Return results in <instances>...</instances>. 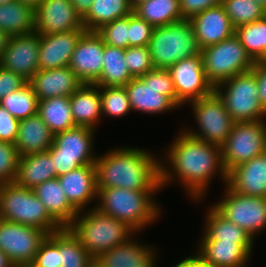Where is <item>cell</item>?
I'll return each mask as SVG.
<instances>
[{
    "mask_svg": "<svg viewBox=\"0 0 266 267\" xmlns=\"http://www.w3.org/2000/svg\"><path fill=\"white\" fill-rule=\"evenodd\" d=\"M2 185H3V183L0 181V190H1Z\"/></svg>",
    "mask_w": 266,
    "mask_h": 267,
    "instance_id": "cell-61",
    "label": "cell"
},
{
    "mask_svg": "<svg viewBox=\"0 0 266 267\" xmlns=\"http://www.w3.org/2000/svg\"><path fill=\"white\" fill-rule=\"evenodd\" d=\"M132 78L125 62V49L105 44L102 74L94 84L99 87L125 86Z\"/></svg>",
    "mask_w": 266,
    "mask_h": 267,
    "instance_id": "cell-33",
    "label": "cell"
},
{
    "mask_svg": "<svg viewBox=\"0 0 266 267\" xmlns=\"http://www.w3.org/2000/svg\"><path fill=\"white\" fill-rule=\"evenodd\" d=\"M188 104L192 107L198 128L194 130L187 126L183 130L194 138L221 147L235 124L221 98L214 91Z\"/></svg>",
    "mask_w": 266,
    "mask_h": 267,
    "instance_id": "cell-10",
    "label": "cell"
},
{
    "mask_svg": "<svg viewBox=\"0 0 266 267\" xmlns=\"http://www.w3.org/2000/svg\"><path fill=\"white\" fill-rule=\"evenodd\" d=\"M208 209L204 217V233L200 240H222L242 244L252 254L254 238L244 229L228 221L213 206Z\"/></svg>",
    "mask_w": 266,
    "mask_h": 267,
    "instance_id": "cell-30",
    "label": "cell"
},
{
    "mask_svg": "<svg viewBox=\"0 0 266 267\" xmlns=\"http://www.w3.org/2000/svg\"><path fill=\"white\" fill-rule=\"evenodd\" d=\"M90 267H101L97 262H94Z\"/></svg>",
    "mask_w": 266,
    "mask_h": 267,
    "instance_id": "cell-60",
    "label": "cell"
},
{
    "mask_svg": "<svg viewBox=\"0 0 266 267\" xmlns=\"http://www.w3.org/2000/svg\"><path fill=\"white\" fill-rule=\"evenodd\" d=\"M207 79L215 87L237 74L252 70L254 61L234 33L224 41L201 49Z\"/></svg>",
    "mask_w": 266,
    "mask_h": 267,
    "instance_id": "cell-9",
    "label": "cell"
},
{
    "mask_svg": "<svg viewBox=\"0 0 266 267\" xmlns=\"http://www.w3.org/2000/svg\"><path fill=\"white\" fill-rule=\"evenodd\" d=\"M222 0H179L183 19L190 20L200 12L220 5Z\"/></svg>",
    "mask_w": 266,
    "mask_h": 267,
    "instance_id": "cell-49",
    "label": "cell"
},
{
    "mask_svg": "<svg viewBox=\"0 0 266 267\" xmlns=\"http://www.w3.org/2000/svg\"><path fill=\"white\" fill-rule=\"evenodd\" d=\"M4 107L14 118L26 119L37 114L38 99L29 82L17 91L11 92L0 100Z\"/></svg>",
    "mask_w": 266,
    "mask_h": 267,
    "instance_id": "cell-37",
    "label": "cell"
},
{
    "mask_svg": "<svg viewBox=\"0 0 266 267\" xmlns=\"http://www.w3.org/2000/svg\"><path fill=\"white\" fill-rule=\"evenodd\" d=\"M39 43L40 35L36 31L10 36L0 66L29 82L39 71Z\"/></svg>",
    "mask_w": 266,
    "mask_h": 267,
    "instance_id": "cell-15",
    "label": "cell"
},
{
    "mask_svg": "<svg viewBox=\"0 0 266 267\" xmlns=\"http://www.w3.org/2000/svg\"><path fill=\"white\" fill-rule=\"evenodd\" d=\"M131 109L146 114H161L179 107L154 87V69L125 85Z\"/></svg>",
    "mask_w": 266,
    "mask_h": 267,
    "instance_id": "cell-18",
    "label": "cell"
},
{
    "mask_svg": "<svg viewBox=\"0 0 266 267\" xmlns=\"http://www.w3.org/2000/svg\"><path fill=\"white\" fill-rule=\"evenodd\" d=\"M226 185L243 195L266 197V151L231 169Z\"/></svg>",
    "mask_w": 266,
    "mask_h": 267,
    "instance_id": "cell-22",
    "label": "cell"
},
{
    "mask_svg": "<svg viewBox=\"0 0 266 267\" xmlns=\"http://www.w3.org/2000/svg\"><path fill=\"white\" fill-rule=\"evenodd\" d=\"M154 247L131 237L127 242L101 253L95 262L101 267H157L158 255Z\"/></svg>",
    "mask_w": 266,
    "mask_h": 267,
    "instance_id": "cell-24",
    "label": "cell"
},
{
    "mask_svg": "<svg viewBox=\"0 0 266 267\" xmlns=\"http://www.w3.org/2000/svg\"><path fill=\"white\" fill-rule=\"evenodd\" d=\"M56 178V168L48 151L31 153L19 158L14 183L33 189L46 180Z\"/></svg>",
    "mask_w": 266,
    "mask_h": 267,
    "instance_id": "cell-29",
    "label": "cell"
},
{
    "mask_svg": "<svg viewBox=\"0 0 266 267\" xmlns=\"http://www.w3.org/2000/svg\"><path fill=\"white\" fill-rule=\"evenodd\" d=\"M9 37L10 36L6 32L0 30V60L6 49Z\"/></svg>",
    "mask_w": 266,
    "mask_h": 267,
    "instance_id": "cell-53",
    "label": "cell"
},
{
    "mask_svg": "<svg viewBox=\"0 0 266 267\" xmlns=\"http://www.w3.org/2000/svg\"><path fill=\"white\" fill-rule=\"evenodd\" d=\"M0 267H16L9 257L0 250Z\"/></svg>",
    "mask_w": 266,
    "mask_h": 267,
    "instance_id": "cell-54",
    "label": "cell"
},
{
    "mask_svg": "<svg viewBox=\"0 0 266 267\" xmlns=\"http://www.w3.org/2000/svg\"><path fill=\"white\" fill-rule=\"evenodd\" d=\"M54 134L42 118L35 114L19 122V129L14 143L19 156L46 152L52 145Z\"/></svg>",
    "mask_w": 266,
    "mask_h": 267,
    "instance_id": "cell-28",
    "label": "cell"
},
{
    "mask_svg": "<svg viewBox=\"0 0 266 267\" xmlns=\"http://www.w3.org/2000/svg\"><path fill=\"white\" fill-rule=\"evenodd\" d=\"M97 189L162 190L160 157L145 148L121 146L97 155Z\"/></svg>",
    "mask_w": 266,
    "mask_h": 267,
    "instance_id": "cell-2",
    "label": "cell"
},
{
    "mask_svg": "<svg viewBox=\"0 0 266 267\" xmlns=\"http://www.w3.org/2000/svg\"><path fill=\"white\" fill-rule=\"evenodd\" d=\"M154 26L135 13L129 15V47L148 46Z\"/></svg>",
    "mask_w": 266,
    "mask_h": 267,
    "instance_id": "cell-45",
    "label": "cell"
},
{
    "mask_svg": "<svg viewBox=\"0 0 266 267\" xmlns=\"http://www.w3.org/2000/svg\"><path fill=\"white\" fill-rule=\"evenodd\" d=\"M102 117H123L132 111L125 86L99 87Z\"/></svg>",
    "mask_w": 266,
    "mask_h": 267,
    "instance_id": "cell-40",
    "label": "cell"
},
{
    "mask_svg": "<svg viewBox=\"0 0 266 267\" xmlns=\"http://www.w3.org/2000/svg\"><path fill=\"white\" fill-rule=\"evenodd\" d=\"M133 13L154 27L183 20L179 0H147L137 5Z\"/></svg>",
    "mask_w": 266,
    "mask_h": 267,
    "instance_id": "cell-35",
    "label": "cell"
},
{
    "mask_svg": "<svg viewBox=\"0 0 266 267\" xmlns=\"http://www.w3.org/2000/svg\"><path fill=\"white\" fill-rule=\"evenodd\" d=\"M223 192L220 201L212 206L255 239L266 229V197L243 195L232 191L226 184Z\"/></svg>",
    "mask_w": 266,
    "mask_h": 267,
    "instance_id": "cell-12",
    "label": "cell"
},
{
    "mask_svg": "<svg viewBox=\"0 0 266 267\" xmlns=\"http://www.w3.org/2000/svg\"><path fill=\"white\" fill-rule=\"evenodd\" d=\"M19 158L14 144L0 141V181L2 183L14 182Z\"/></svg>",
    "mask_w": 266,
    "mask_h": 267,
    "instance_id": "cell-44",
    "label": "cell"
},
{
    "mask_svg": "<svg viewBox=\"0 0 266 267\" xmlns=\"http://www.w3.org/2000/svg\"><path fill=\"white\" fill-rule=\"evenodd\" d=\"M252 70L257 78L260 103L266 110V65H259L255 62Z\"/></svg>",
    "mask_w": 266,
    "mask_h": 267,
    "instance_id": "cell-50",
    "label": "cell"
},
{
    "mask_svg": "<svg viewBox=\"0 0 266 267\" xmlns=\"http://www.w3.org/2000/svg\"><path fill=\"white\" fill-rule=\"evenodd\" d=\"M12 1H15V0H0V5H3L9 2H12Z\"/></svg>",
    "mask_w": 266,
    "mask_h": 267,
    "instance_id": "cell-59",
    "label": "cell"
},
{
    "mask_svg": "<svg viewBox=\"0 0 266 267\" xmlns=\"http://www.w3.org/2000/svg\"><path fill=\"white\" fill-rule=\"evenodd\" d=\"M37 114L53 134L76 127L70 97H53L38 101Z\"/></svg>",
    "mask_w": 266,
    "mask_h": 267,
    "instance_id": "cell-34",
    "label": "cell"
},
{
    "mask_svg": "<svg viewBox=\"0 0 266 267\" xmlns=\"http://www.w3.org/2000/svg\"><path fill=\"white\" fill-rule=\"evenodd\" d=\"M104 46L101 37L95 31H85L79 38L69 67L83 84H94L100 78Z\"/></svg>",
    "mask_w": 266,
    "mask_h": 267,
    "instance_id": "cell-17",
    "label": "cell"
},
{
    "mask_svg": "<svg viewBox=\"0 0 266 267\" xmlns=\"http://www.w3.org/2000/svg\"><path fill=\"white\" fill-rule=\"evenodd\" d=\"M148 47L154 68L161 69L201 52L191 21L187 19L155 27Z\"/></svg>",
    "mask_w": 266,
    "mask_h": 267,
    "instance_id": "cell-6",
    "label": "cell"
},
{
    "mask_svg": "<svg viewBox=\"0 0 266 267\" xmlns=\"http://www.w3.org/2000/svg\"><path fill=\"white\" fill-rule=\"evenodd\" d=\"M60 259L62 267H90L95 262L68 227L60 229Z\"/></svg>",
    "mask_w": 266,
    "mask_h": 267,
    "instance_id": "cell-36",
    "label": "cell"
},
{
    "mask_svg": "<svg viewBox=\"0 0 266 267\" xmlns=\"http://www.w3.org/2000/svg\"><path fill=\"white\" fill-rule=\"evenodd\" d=\"M258 5L266 10V0H254Z\"/></svg>",
    "mask_w": 266,
    "mask_h": 267,
    "instance_id": "cell-58",
    "label": "cell"
},
{
    "mask_svg": "<svg viewBox=\"0 0 266 267\" xmlns=\"http://www.w3.org/2000/svg\"><path fill=\"white\" fill-rule=\"evenodd\" d=\"M145 1H147V0H129V2H130V4H131V6H132L133 9L137 5H139V4H141V3L145 2Z\"/></svg>",
    "mask_w": 266,
    "mask_h": 267,
    "instance_id": "cell-56",
    "label": "cell"
},
{
    "mask_svg": "<svg viewBox=\"0 0 266 267\" xmlns=\"http://www.w3.org/2000/svg\"><path fill=\"white\" fill-rule=\"evenodd\" d=\"M173 140L161 156L164 159L160 158L161 188L178 180L188 198L198 203L207 194L215 175L226 184L220 146L194 138L182 128Z\"/></svg>",
    "mask_w": 266,
    "mask_h": 267,
    "instance_id": "cell-1",
    "label": "cell"
},
{
    "mask_svg": "<svg viewBox=\"0 0 266 267\" xmlns=\"http://www.w3.org/2000/svg\"><path fill=\"white\" fill-rule=\"evenodd\" d=\"M97 190V203L92 202L93 208L95 206L100 212L128 224L137 233L147 226L149 228L162 214L160 204L154 198L161 190H128L122 187Z\"/></svg>",
    "mask_w": 266,
    "mask_h": 267,
    "instance_id": "cell-3",
    "label": "cell"
},
{
    "mask_svg": "<svg viewBox=\"0 0 266 267\" xmlns=\"http://www.w3.org/2000/svg\"><path fill=\"white\" fill-rule=\"evenodd\" d=\"M50 216L61 226L68 227L79 213L67 199L58 178L46 180L32 189Z\"/></svg>",
    "mask_w": 266,
    "mask_h": 267,
    "instance_id": "cell-27",
    "label": "cell"
},
{
    "mask_svg": "<svg viewBox=\"0 0 266 267\" xmlns=\"http://www.w3.org/2000/svg\"><path fill=\"white\" fill-rule=\"evenodd\" d=\"M95 32L104 44L126 49L129 47V15L102 25Z\"/></svg>",
    "mask_w": 266,
    "mask_h": 267,
    "instance_id": "cell-41",
    "label": "cell"
},
{
    "mask_svg": "<svg viewBox=\"0 0 266 267\" xmlns=\"http://www.w3.org/2000/svg\"><path fill=\"white\" fill-rule=\"evenodd\" d=\"M266 151V120L235 122L221 146L222 162L228 173Z\"/></svg>",
    "mask_w": 266,
    "mask_h": 267,
    "instance_id": "cell-11",
    "label": "cell"
},
{
    "mask_svg": "<svg viewBox=\"0 0 266 267\" xmlns=\"http://www.w3.org/2000/svg\"><path fill=\"white\" fill-rule=\"evenodd\" d=\"M35 29V10L17 0L0 5V30L19 36Z\"/></svg>",
    "mask_w": 266,
    "mask_h": 267,
    "instance_id": "cell-31",
    "label": "cell"
},
{
    "mask_svg": "<svg viewBox=\"0 0 266 267\" xmlns=\"http://www.w3.org/2000/svg\"><path fill=\"white\" fill-rule=\"evenodd\" d=\"M154 87L161 95L169 97L178 107L183 106L177 99L175 85L168 69L154 68Z\"/></svg>",
    "mask_w": 266,
    "mask_h": 267,
    "instance_id": "cell-46",
    "label": "cell"
},
{
    "mask_svg": "<svg viewBox=\"0 0 266 267\" xmlns=\"http://www.w3.org/2000/svg\"><path fill=\"white\" fill-rule=\"evenodd\" d=\"M17 1L24 3L25 5L30 6L35 10L43 0H17Z\"/></svg>",
    "mask_w": 266,
    "mask_h": 267,
    "instance_id": "cell-55",
    "label": "cell"
},
{
    "mask_svg": "<svg viewBox=\"0 0 266 267\" xmlns=\"http://www.w3.org/2000/svg\"><path fill=\"white\" fill-rule=\"evenodd\" d=\"M31 267H59L60 259V230L47 235L39 246Z\"/></svg>",
    "mask_w": 266,
    "mask_h": 267,
    "instance_id": "cell-42",
    "label": "cell"
},
{
    "mask_svg": "<svg viewBox=\"0 0 266 267\" xmlns=\"http://www.w3.org/2000/svg\"><path fill=\"white\" fill-rule=\"evenodd\" d=\"M221 5L235 29L266 16L265 9L254 0H222Z\"/></svg>",
    "mask_w": 266,
    "mask_h": 267,
    "instance_id": "cell-39",
    "label": "cell"
},
{
    "mask_svg": "<svg viewBox=\"0 0 266 267\" xmlns=\"http://www.w3.org/2000/svg\"><path fill=\"white\" fill-rule=\"evenodd\" d=\"M168 71L175 85L177 99L183 105L206 97L215 90L205 75L201 53L176 62Z\"/></svg>",
    "mask_w": 266,
    "mask_h": 267,
    "instance_id": "cell-14",
    "label": "cell"
},
{
    "mask_svg": "<svg viewBox=\"0 0 266 267\" xmlns=\"http://www.w3.org/2000/svg\"><path fill=\"white\" fill-rule=\"evenodd\" d=\"M133 13L129 0H94L82 17L86 31H96L102 25Z\"/></svg>",
    "mask_w": 266,
    "mask_h": 267,
    "instance_id": "cell-32",
    "label": "cell"
},
{
    "mask_svg": "<svg viewBox=\"0 0 266 267\" xmlns=\"http://www.w3.org/2000/svg\"><path fill=\"white\" fill-rule=\"evenodd\" d=\"M20 120L14 118L0 105V141L14 144L18 135Z\"/></svg>",
    "mask_w": 266,
    "mask_h": 267,
    "instance_id": "cell-47",
    "label": "cell"
},
{
    "mask_svg": "<svg viewBox=\"0 0 266 267\" xmlns=\"http://www.w3.org/2000/svg\"><path fill=\"white\" fill-rule=\"evenodd\" d=\"M26 83L27 81L20 75L0 66V100L11 92L19 90Z\"/></svg>",
    "mask_w": 266,
    "mask_h": 267,
    "instance_id": "cell-48",
    "label": "cell"
},
{
    "mask_svg": "<svg viewBox=\"0 0 266 267\" xmlns=\"http://www.w3.org/2000/svg\"><path fill=\"white\" fill-rule=\"evenodd\" d=\"M86 30L70 0H43L35 9V29L39 35Z\"/></svg>",
    "mask_w": 266,
    "mask_h": 267,
    "instance_id": "cell-16",
    "label": "cell"
},
{
    "mask_svg": "<svg viewBox=\"0 0 266 267\" xmlns=\"http://www.w3.org/2000/svg\"><path fill=\"white\" fill-rule=\"evenodd\" d=\"M86 30L40 35L39 70L69 66L75 46Z\"/></svg>",
    "mask_w": 266,
    "mask_h": 267,
    "instance_id": "cell-21",
    "label": "cell"
},
{
    "mask_svg": "<svg viewBox=\"0 0 266 267\" xmlns=\"http://www.w3.org/2000/svg\"><path fill=\"white\" fill-rule=\"evenodd\" d=\"M57 178L70 204L78 212L87 210L92 201H97L95 164L80 166Z\"/></svg>",
    "mask_w": 266,
    "mask_h": 267,
    "instance_id": "cell-20",
    "label": "cell"
},
{
    "mask_svg": "<svg viewBox=\"0 0 266 267\" xmlns=\"http://www.w3.org/2000/svg\"><path fill=\"white\" fill-rule=\"evenodd\" d=\"M68 228L95 259L138 234L128 224L95 207L79 212Z\"/></svg>",
    "mask_w": 266,
    "mask_h": 267,
    "instance_id": "cell-4",
    "label": "cell"
},
{
    "mask_svg": "<svg viewBox=\"0 0 266 267\" xmlns=\"http://www.w3.org/2000/svg\"><path fill=\"white\" fill-rule=\"evenodd\" d=\"M47 233L35 227L0 219V250L16 267L30 266Z\"/></svg>",
    "mask_w": 266,
    "mask_h": 267,
    "instance_id": "cell-13",
    "label": "cell"
},
{
    "mask_svg": "<svg viewBox=\"0 0 266 267\" xmlns=\"http://www.w3.org/2000/svg\"><path fill=\"white\" fill-rule=\"evenodd\" d=\"M29 83L38 101L53 97H70L83 85L69 66L39 70Z\"/></svg>",
    "mask_w": 266,
    "mask_h": 267,
    "instance_id": "cell-23",
    "label": "cell"
},
{
    "mask_svg": "<svg viewBox=\"0 0 266 267\" xmlns=\"http://www.w3.org/2000/svg\"><path fill=\"white\" fill-rule=\"evenodd\" d=\"M214 91L235 122L266 120V110L259 100L258 83L253 70L226 79L216 85Z\"/></svg>",
    "mask_w": 266,
    "mask_h": 267,
    "instance_id": "cell-7",
    "label": "cell"
},
{
    "mask_svg": "<svg viewBox=\"0 0 266 267\" xmlns=\"http://www.w3.org/2000/svg\"><path fill=\"white\" fill-rule=\"evenodd\" d=\"M197 249L210 267H247L252 258L242 244L222 240H200Z\"/></svg>",
    "mask_w": 266,
    "mask_h": 267,
    "instance_id": "cell-25",
    "label": "cell"
},
{
    "mask_svg": "<svg viewBox=\"0 0 266 267\" xmlns=\"http://www.w3.org/2000/svg\"><path fill=\"white\" fill-rule=\"evenodd\" d=\"M96 130L76 126L54 134L51 147L47 150L56 168V178L80 166L95 164L94 138Z\"/></svg>",
    "mask_w": 266,
    "mask_h": 267,
    "instance_id": "cell-8",
    "label": "cell"
},
{
    "mask_svg": "<svg viewBox=\"0 0 266 267\" xmlns=\"http://www.w3.org/2000/svg\"><path fill=\"white\" fill-rule=\"evenodd\" d=\"M94 0H70L76 12L81 18L89 11Z\"/></svg>",
    "mask_w": 266,
    "mask_h": 267,
    "instance_id": "cell-52",
    "label": "cell"
},
{
    "mask_svg": "<svg viewBox=\"0 0 266 267\" xmlns=\"http://www.w3.org/2000/svg\"><path fill=\"white\" fill-rule=\"evenodd\" d=\"M190 21L200 49L224 41L235 33L230 17L221 4L200 12Z\"/></svg>",
    "mask_w": 266,
    "mask_h": 267,
    "instance_id": "cell-19",
    "label": "cell"
},
{
    "mask_svg": "<svg viewBox=\"0 0 266 267\" xmlns=\"http://www.w3.org/2000/svg\"><path fill=\"white\" fill-rule=\"evenodd\" d=\"M241 44L254 62H257L266 50V16L235 29Z\"/></svg>",
    "mask_w": 266,
    "mask_h": 267,
    "instance_id": "cell-38",
    "label": "cell"
},
{
    "mask_svg": "<svg viewBox=\"0 0 266 267\" xmlns=\"http://www.w3.org/2000/svg\"><path fill=\"white\" fill-rule=\"evenodd\" d=\"M0 219L35 227L48 235L62 227L50 216L32 189L3 183L0 190Z\"/></svg>",
    "mask_w": 266,
    "mask_h": 267,
    "instance_id": "cell-5",
    "label": "cell"
},
{
    "mask_svg": "<svg viewBox=\"0 0 266 267\" xmlns=\"http://www.w3.org/2000/svg\"><path fill=\"white\" fill-rule=\"evenodd\" d=\"M70 107L76 126L96 130L102 119L99 86L83 84L70 96Z\"/></svg>",
    "mask_w": 266,
    "mask_h": 267,
    "instance_id": "cell-26",
    "label": "cell"
},
{
    "mask_svg": "<svg viewBox=\"0 0 266 267\" xmlns=\"http://www.w3.org/2000/svg\"><path fill=\"white\" fill-rule=\"evenodd\" d=\"M125 62L133 78H139L154 69L148 46L126 48Z\"/></svg>",
    "mask_w": 266,
    "mask_h": 267,
    "instance_id": "cell-43",
    "label": "cell"
},
{
    "mask_svg": "<svg viewBox=\"0 0 266 267\" xmlns=\"http://www.w3.org/2000/svg\"><path fill=\"white\" fill-rule=\"evenodd\" d=\"M257 63L259 65H266V50L263 53V55L259 58V60L257 61Z\"/></svg>",
    "mask_w": 266,
    "mask_h": 267,
    "instance_id": "cell-57",
    "label": "cell"
},
{
    "mask_svg": "<svg viewBox=\"0 0 266 267\" xmlns=\"http://www.w3.org/2000/svg\"><path fill=\"white\" fill-rule=\"evenodd\" d=\"M194 254L181 259V261L173 267H210L198 253Z\"/></svg>",
    "mask_w": 266,
    "mask_h": 267,
    "instance_id": "cell-51",
    "label": "cell"
}]
</instances>
